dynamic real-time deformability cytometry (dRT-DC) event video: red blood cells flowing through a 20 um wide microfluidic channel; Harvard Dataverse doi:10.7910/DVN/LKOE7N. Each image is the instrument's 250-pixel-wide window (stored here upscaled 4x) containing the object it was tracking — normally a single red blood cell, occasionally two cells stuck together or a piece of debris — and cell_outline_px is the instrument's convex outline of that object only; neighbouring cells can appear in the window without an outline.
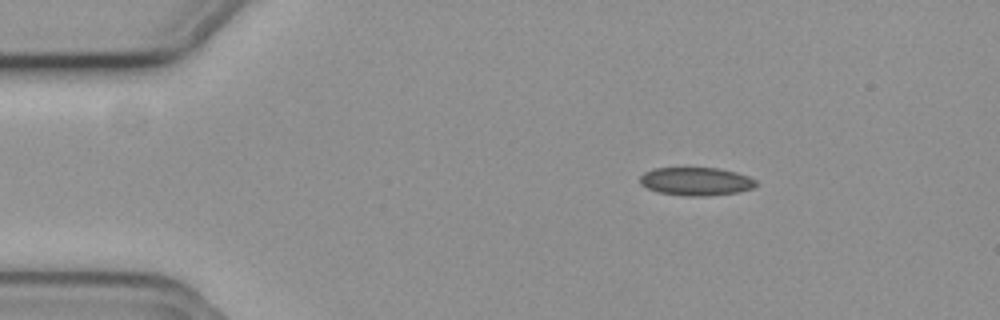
{"species": "common noctule bat (a hibernating species)", "species_latin": "Nyctalus noctula", "temperature_condition": "cold", "stored_images_in_passage": 9, "camera_frame_rate_fps": 3000, "um_per_image_px": 0.085, "animal": {"sex": "female", "body_mass_g": 19.3, "forearm_length_mm": 54.1}, "frame": {"image": 1, "passage_image": 2, "time_ms": 0.333, "image_size_px": [1000, 320], "cell_outline_px": [[756, 184], [752, 188], [740, 192], [704, 196], [684, 196], [660, 192], [648, 188], [640, 184], [640, 176], [644, 172], [656, 168], [716, 168], [736, 172], [748, 176], [756, 180]], "centroid_in_image_um": [59.16, 15.42], "position_along_channel_um": 25.8, "area_um2": 18.96}}